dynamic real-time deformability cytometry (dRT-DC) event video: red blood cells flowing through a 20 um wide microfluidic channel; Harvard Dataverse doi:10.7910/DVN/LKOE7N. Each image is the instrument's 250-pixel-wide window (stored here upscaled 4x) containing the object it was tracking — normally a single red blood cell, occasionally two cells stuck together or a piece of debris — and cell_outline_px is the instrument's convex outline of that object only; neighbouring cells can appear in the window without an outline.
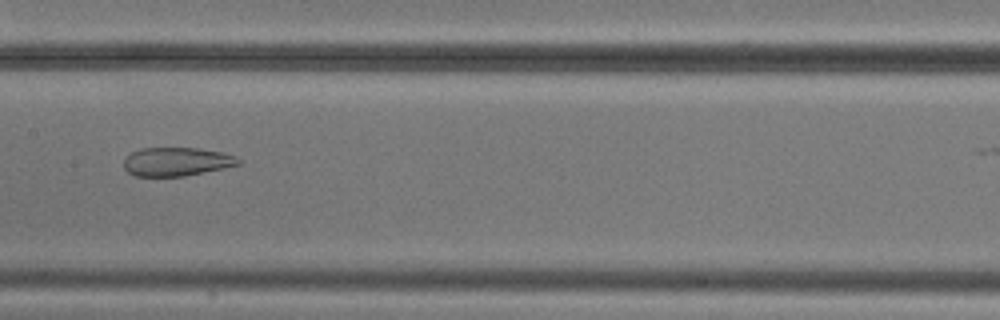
{"species": "common noctule bat (a hibernating species)", "species_latin": "Nyctalus noctula", "temperature_condition": "cold", "stored_images_in_passage": 5, "camera_frame_rate_fps": 3000, "um_per_image_px": 0.085, "animal": {"sex": "male", "body_mass_g": 20.5, "forearm_length_mm": 52.5}, "frame": {"image": 1, "passage_image": 4, "time_ms": 3.333, "image_size_px": [1000, 320], "cell_outline_px": [[240, 164], [224, 168], [184, 176], [136, 176], [128, 172], [124, 168], [124, 160], [132, 152], [140, 148], [200, 148], [220, 152], [236, 156], [240, 160]], "centroid_in_image_um": [15.01, 13.74], "position_along_channel_um": 192.4, "area_um2": 19.02}}